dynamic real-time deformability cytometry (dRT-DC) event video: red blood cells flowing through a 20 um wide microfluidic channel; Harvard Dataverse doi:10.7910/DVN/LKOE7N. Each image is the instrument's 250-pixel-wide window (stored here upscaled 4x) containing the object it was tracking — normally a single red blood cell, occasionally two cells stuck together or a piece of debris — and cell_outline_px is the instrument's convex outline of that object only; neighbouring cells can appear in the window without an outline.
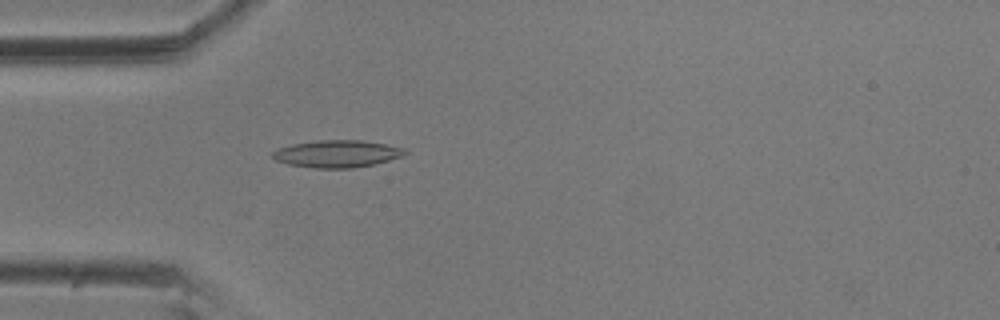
{"species": "common noctule bat (a hibernating species)", "species_latin": "Nyctalus noctula", "temperature_condition": "room temperature", "stored_images_in_passage": 2, "camera_frame_rate_fps": 3000, "um_per_image_px": 0.085, "animal": {"sex": "male", "body_mass_g": 20.5, "forearm_length_mm": 52.5}, "frame": {"image": 1, "passage_image": 2, "time_ms": 0.333, "image_size_px": [1000, 320], "cell_outline_px": [[408, 152], [404, 156], [372, 164], [352, 168], [316, 168], [288, 164], [276, 160], [272, 156], [272, 152], [276, 148], [292, 144], [316, 140], [360, 140], [384, 144], [404, 148]], "centroid_in_image_um": [28.62, 13.06], "position_along_channel_um": 56.4, "area_um2": 20.92}}